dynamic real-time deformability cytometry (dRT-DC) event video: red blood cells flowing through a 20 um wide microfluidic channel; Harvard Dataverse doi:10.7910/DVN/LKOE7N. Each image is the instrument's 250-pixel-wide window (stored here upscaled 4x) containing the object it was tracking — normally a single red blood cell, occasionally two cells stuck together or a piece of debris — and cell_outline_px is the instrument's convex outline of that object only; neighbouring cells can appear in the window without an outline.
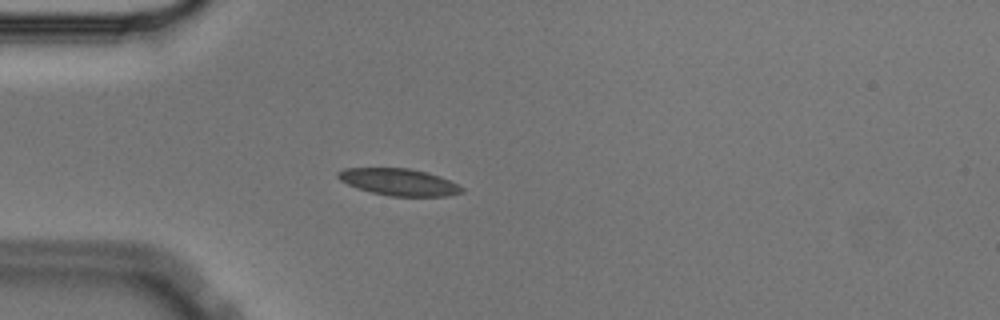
{"species": "Egyptian fruit bat (a non-hibernating species)", "species_latin": "Rousettus aegyptiacus", "temperature_condition": "cold", "stored_images_in_passage": 52, "camera_frame_rate_fps": 3000, "um_per_image_px": 0.085, "animal": {"sex": "male"}, "frame": {"image": 1, "passage_image": 11, "time_ms": 3.333, "image_size_px": [1000, 320], "cell_outline_px": [[464, 192], [448, 196], [388, 196], [356, 188], [340, 180], [336, 176], [336, 172], [344, 168], [408, 168], [428, 172], [440, 176], [464, 188]], "centroid_in_image_um": [33.89, 15.47], "position_along_channel_um": 51.1, "area_um2": 19.48}}
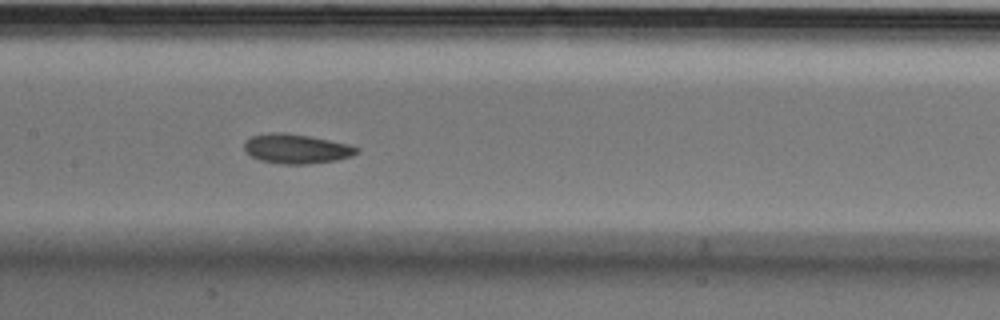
{"frame": {"image": 2, "passage_image": 23, "time_ms": 7.333, "image_size_px": [1000, 320], "cell_outline_px": [[360, 152], [352, 156], [336, 160], [308, 164], [280, 164], [260, 160], [252, 156], [244, 148], [244, 140], [252, 136], [276, 132], [284, 132], [308, 136], [348, 144], [360, 148]], "centroid_in_image_um": [25.21, 12.65], "position_along_channel_um": 182.2, "area_um2": 19.25}}
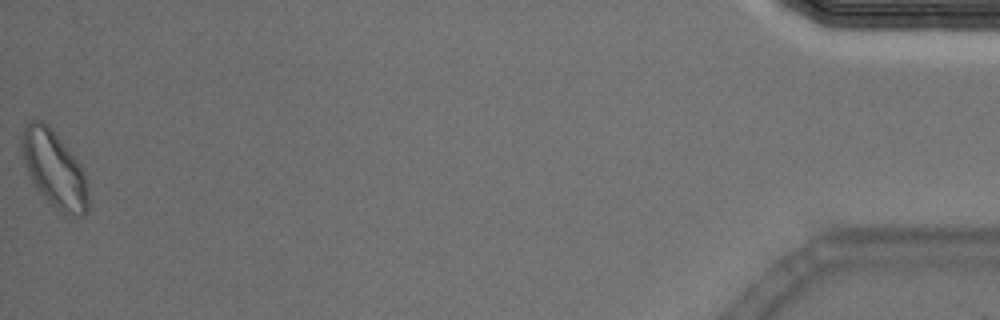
{"frame": {"image": 3, "passage_image": 52, "time_ms": 17.0, "image_size_px": [1000, 320], "cell_outline_px": [[88, 212], [84, 216], [76, 216], [60, 212], [36, 188], [28, 172], [20, 148], [20, 136], [24, 128], [32, 120], [44, 120], [48, 124], [80, 164], [84, 172], [88, 192]], "centroid_in_image_um": [4.61, 14.37], "position_along_channel_um": 430.6, "area_um2": 29.42}, "authors_computed_cell_mechanics": {"area_um2": 19.5364, "velocity_mm_per_s": 3.5398, "shape_relaxation_time_tau1_ms": 6.9247, "shape_relaxation_time_tau2_ms": 6.5539, "deformation_change_tau1": 0.1355, "deformation_change_tau2": 0.104}}